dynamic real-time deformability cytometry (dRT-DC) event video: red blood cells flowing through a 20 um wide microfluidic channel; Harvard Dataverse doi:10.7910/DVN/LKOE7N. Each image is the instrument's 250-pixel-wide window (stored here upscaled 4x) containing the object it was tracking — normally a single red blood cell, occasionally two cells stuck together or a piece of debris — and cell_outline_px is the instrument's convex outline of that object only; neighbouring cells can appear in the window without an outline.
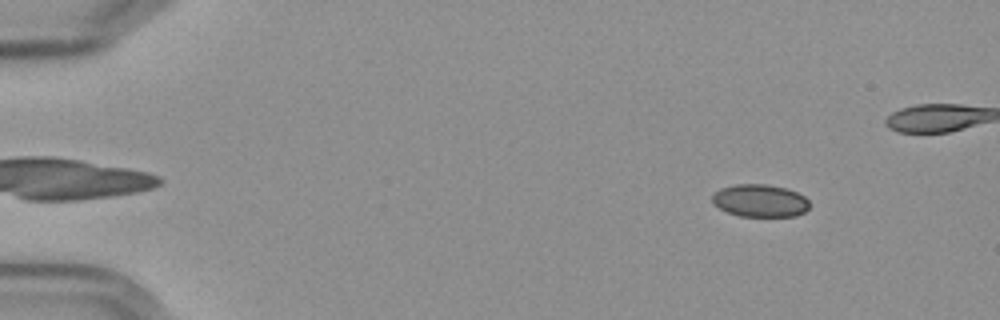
{"species": "Egyptian fruit bat (a non-hibernating species)", "species_latin": "Rousettus aegyptiacus", "temperature_condition": "cold", "stored_images_in_passage": 52, "camera_frame_rate_fps": 3000, "um_per_image_px": 0.085, "frame": {"image": 1, "passage_image": 7, "time_ms": 2.0, "image_size_px": [1000, 320], "cell_outline_px": [[808, 208], [804, 212], [796, 216], [740, 216], [728, 212], [712, 204], [712, 192], [720, 188], [736, 184], [764, 184], [784, 188], [796, 192], [804, 196], [808, 200]], "centroid_in_image_um": [64.56, 17.05], "position_along_channel_um": 20.4, "area_um2": 18.44}}
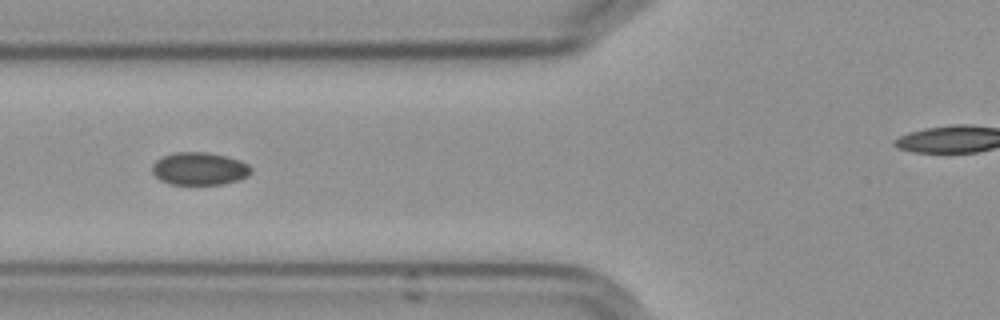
{"frame": {"image": 2, "passage_image": 23, "time_ms": 7.333, "image_size_px": [1000, 320], "cell_outline_px": [[252, 172], [248, 176], [236, 180], [220, 184], [172, 184], [160, 180], [152, 172], [152, 164], [156, 160], [164, 156], [176, 152], [208, 152], [240, 160], [248, 164], [252, 168]], "centroid_in_image_um": [16.95, 14.33], "position_along_channel_um": 108.8, "area_um2": 18.73}}
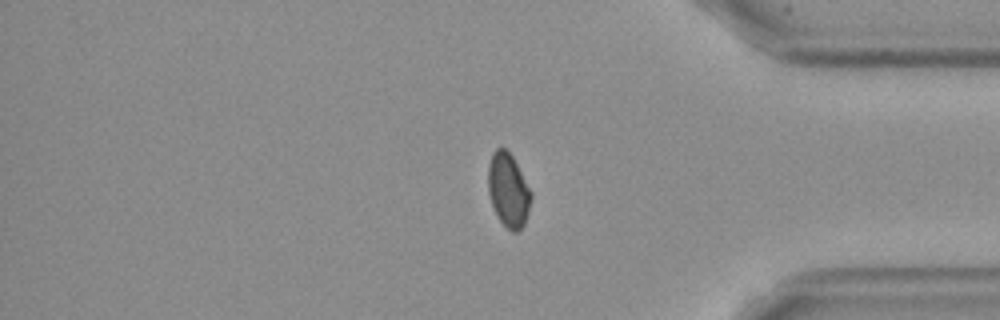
{"frame": {"image": 3, "passage_image": 48, "time_ms": 15.667, "image_size_px": [1000, 320], "cell_outline_px": [[532, 196], [528, 212], [524, 224], [516, 232], [512, 232], [500, 220], [492, 204], [488, 192], [488, 164], [492, 152], [496, 148], [504, 148], [512, 156], [532, 192]], "centroid_in_image_um": [43.2, 16.14], "position_along_channel_um": 392.0, "area_um2": 18.26}}